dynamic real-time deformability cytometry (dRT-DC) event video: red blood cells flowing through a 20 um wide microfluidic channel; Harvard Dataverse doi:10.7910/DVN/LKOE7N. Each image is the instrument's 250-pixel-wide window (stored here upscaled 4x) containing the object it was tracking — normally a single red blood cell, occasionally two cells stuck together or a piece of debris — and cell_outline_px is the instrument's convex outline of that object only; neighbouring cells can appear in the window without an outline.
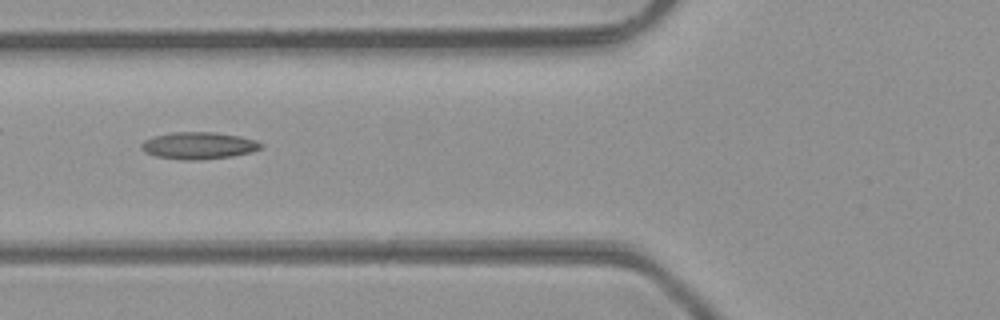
{"species": "common noctule bat (a hibernating species)", "species_latin": "Nyctalus noctula", "temperature_condition": "room temperature", "stored_images_in_passage": 33, "camera_frame_rate_fps": 3000, "um_per_image_px": 0.085, "animal": {"sex": "male", "body_mass_g": 23.1, "forearm_length_mm": 52.7}, "frame": {"image": 1, "passage_image": 4, "time_ms": 1.0, "image_size_px": [1000, 320], "cell_outline_px": [[264, 148], [232, 156], [200, 160], [180, 160], [156, 156], [144, 152], [140, 148], [140, 144], [144, 140], [152, 136], [172, 132], [216, 132], [240, 136], [256, 140], [264, 144]], "centroid_in_image_um": [16.86, 12.37], "position_along_channel_um": 108.9, "area_um2": 19.07}}
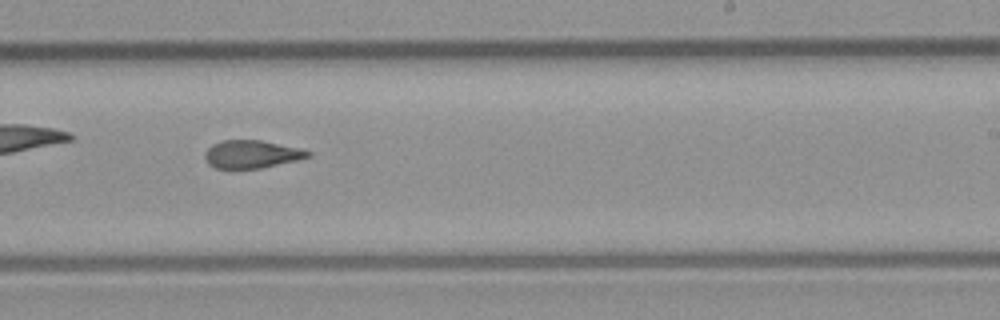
{"frame": {"image": 2, "passage_image": 15, "time_ms": 4.667, "image_size_px": [1000, 320], "cell_outline_px": [[312, 156], [296, 160], [260, 168], [216, 168], [208, 164], [204, 156], [204, 152], [212, 144], [220, 140], [260, 140], [296, 148], [312, 152]], "centroid_in_image_um": [21.34, 13.1], "position_along_channel_um": 267.7, "area_um2": 16.53}}
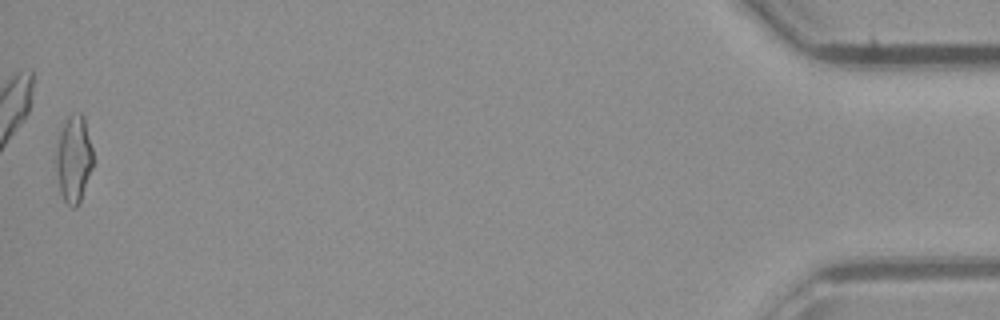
{"frame": {"image": 3, "passage_image": 33, "time_ms": 10.667, "image_size_px": [1000, 320], "cell_outline_px": [[92, 168], [80, 200], [76, 208], [72, 208], [64, 200], [60, 192], [56, 168], [56, 152], [60, 132], [68, 116], [72, 112], [80, 112], [84, 116], [92, 148]], "centroid_in_image_um": [6.27, 13.49], "position_along_channel_um": 428.9, "area_um2": 18.55}, "authors_computed_cell_mechanics": {"area_um2": 17.6868, "velocity_mm_per_s": 4.3155, "shape_relaxation_time_tau1_ms": null, "shape_relaxation_time_tau2_ms": 2.9099, "deformation_change_tau1": null, "deformation_change_tau2": 0.1286}}